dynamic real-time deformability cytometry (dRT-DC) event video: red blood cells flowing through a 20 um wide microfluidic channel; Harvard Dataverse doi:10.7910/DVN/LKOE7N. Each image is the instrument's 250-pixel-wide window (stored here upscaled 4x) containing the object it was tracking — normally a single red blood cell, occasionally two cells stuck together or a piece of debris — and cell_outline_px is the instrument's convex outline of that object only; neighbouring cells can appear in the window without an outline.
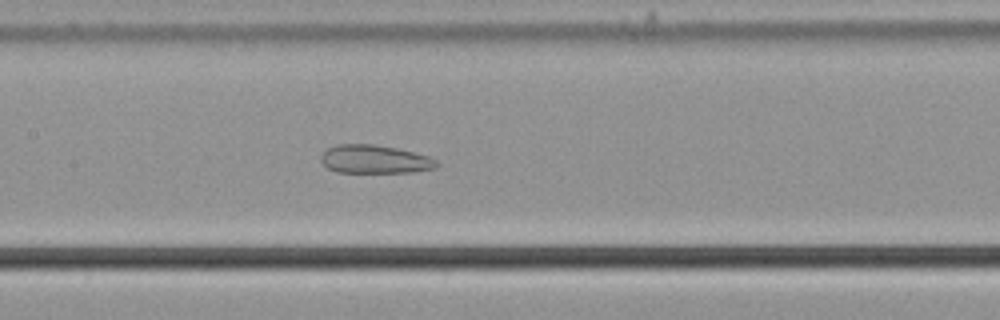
{"species": "common noctule bat (a hibernating species)", "species_latin": "Nyctalus noctula", "temperature_condition": "cold", "stored_images_in_passage": 57, "camera_frame_rate_fps": 3000, "um_per_image_px": 0.085, "animal": {"sex": "male", "body_mass_g": 21.5, "forearm_length_mm": 52.0}, "frame": {"image": 1, "passage_image": 28, "time_ms": 9.0, "image_size_px": [1000, 320], "cell_outline_px": [[440, 164], [436, 168], [412, 172], [336, 172], [328, 168], [320, 160], [320, 156], [328, 148], [336, 144], [372, 144], [396, 148], [428, 156], [436, 160]], "centroid_in_image_um": [31.84, 13.54], "position_along_channel_um": 175.6, "area_um2": 19.07}}
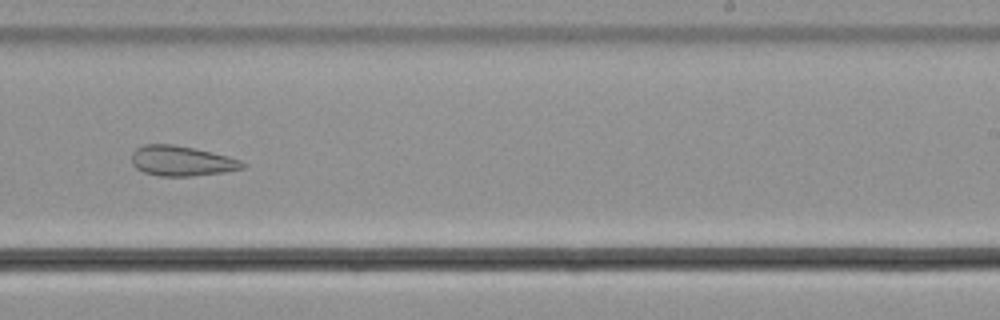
{"frame": {"image": 2, "passage_image": 36, "time_ms": 11.667, "image_size_px": [1000, 320], "cell_outline_px": [[244, 168], [224, 172], [192, 176], [160, 176], [144, 172], [136, 168], [132, 164], [132, 152], [136, 148], [144, 144], [172, 144], [212, 152], [228, 156], [240, 160], [244, 164]], "centroid_in_image_um": [15.41, 13.68], "position_along_channel_um": 273.6, "area_um2": 19.36}}
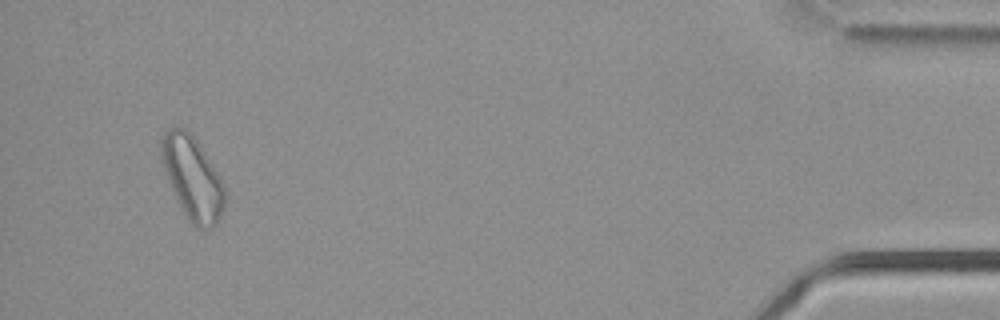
{"frame": {"image": 3, "passage_image": 54, "time_ms": 17.667, "image_size_px": [1000, 320], "cell_outline_px": [[224, 208], [216, 224], [212, 228], [196, 228], [188, 220], [180, 208], [172, 188], [160, 152], [160, 140], [164, 132], [168, 128], [184, 128], [196, 140], [220, 176], [224, 184]], "centroid_in_image_um": [16.36, 15.15], "position_along_channel_um": 418.8, "area_um2": 30.17}, "authors_computed_cell_mechanics": {"area_um2": 26.01, "velocity_mm_per_s": 3.6875, "shape_relaxation_time_tau1_ms": null, "shape_relaxation_time_tau2_ms": 2.7186, "deformation_change_tau1": null, "deformation_change_tau2": 0.101}}